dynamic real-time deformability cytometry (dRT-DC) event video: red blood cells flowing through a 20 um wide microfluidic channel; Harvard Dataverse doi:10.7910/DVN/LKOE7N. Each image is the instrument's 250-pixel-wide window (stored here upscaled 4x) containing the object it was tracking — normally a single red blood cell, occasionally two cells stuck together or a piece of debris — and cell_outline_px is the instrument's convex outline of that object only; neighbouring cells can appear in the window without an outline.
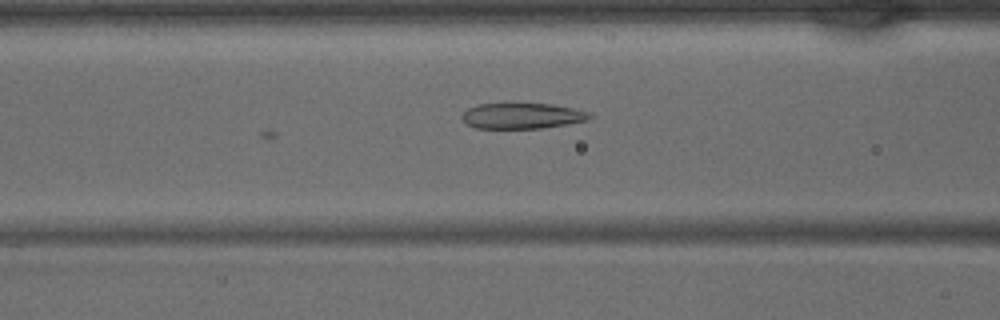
{"species": "common noctule bat (a hibernating species)", "species_latin": "Nyctalus noctula", "temperature_condition": "warm", "stored_images_in_passage": 8, "camera_frame_rate_fps": 3000, "um_per_image_px": 0.085, "animal": {"sex": "male", "body_mass_g": 15.6}, "frame": {"image": 1, "passage_image": 8, "time_ms": 2.333, "image_size_px": [1000, 320], "cell_outline_px": [[592, 116], [588, 120], [568, 124], [544, 128], [476, 128], [468, 124], [460, 116], [468, 108], [476, 104], [552, 104], [572, 108], [588, 112]], "centroid_in_image_um": [44.38, 9.85], "position_along_channel_um": 122.2, "area_um2": 18.96}}